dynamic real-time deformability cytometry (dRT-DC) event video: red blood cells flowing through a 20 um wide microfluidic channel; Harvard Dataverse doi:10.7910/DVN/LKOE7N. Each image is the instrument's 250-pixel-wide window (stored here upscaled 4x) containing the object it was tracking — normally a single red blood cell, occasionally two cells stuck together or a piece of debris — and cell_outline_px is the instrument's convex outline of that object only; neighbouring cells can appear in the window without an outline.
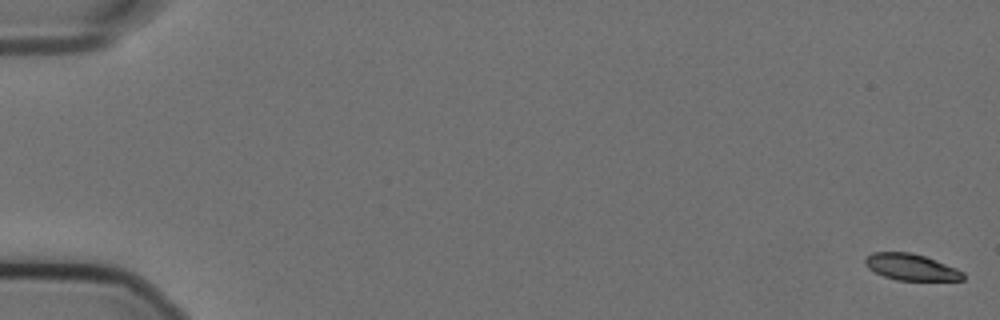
{"species": "Egyptian fruit bat (a non-hibernating species)", "species_latin": "Rousettus aegyptiacus", "temperature_condition": "cold", "stored_images_in_passage": 58, "camera_frame_rate_fps": 3000, "um_per_image_px": 0.085, "animal": {"sex": "female"}, "frame": {"image": 1, "passage_image": 1, "time_ms": 0.0, "image_size_px": [1000, 320], "cell_outline_px": [[964, 280], [896, 280], [884, 276], [868, 268], [864, 264], [864, 260], [872, 252], [912, 252], [936, 260], [956, 268], [964, 272]], "centroid_in_image_um": [77.44, 22.7], "position_along_channel_um": 7.6, "area_um2": 15.03}}
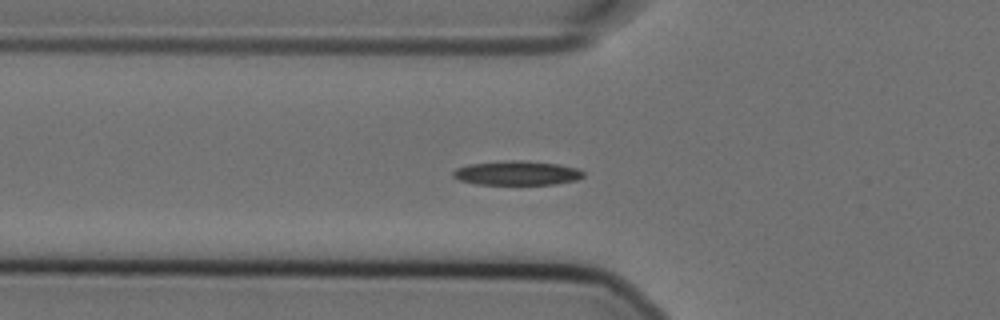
{"frame": {"image": 2, "passage_image": 21, "time_ms": 6.667, "image_size_px": [1000, 320], "cell_outline_px": [[584, 176], [576, 180], [556, 184], [476, 184], [460, 180], [452, 176], [452, 172], [456, 168], [468, 164], [504, 160], [520, 160], [560, 164], [580, 168], [584, 172]], "centroid_in_image_um": [43.96, 14.69], "position_along_channel_um": 81.8, "area_um2": 18.61}}
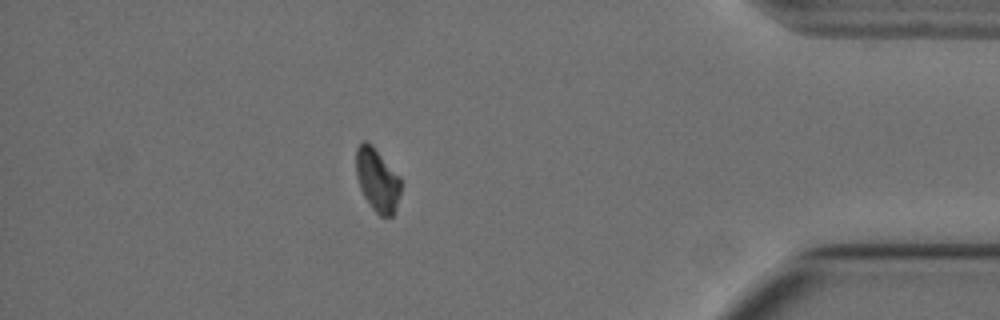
{"frame": {"image": 3, "passage_image": 51, "time_ms": 16.667, "image_size_px": [1000, 320], "cell_outline_px": [[400, 192], [396, 212], [392, 216], [380, 216], [372, 208], [364, 196], [360, 188], [356, 176], [356, 148], [364, 140], [372, 144], [400, 176]], "centroid_in_image_um": [32.07, 15.29], "position_along_channel_um": 403.1, "area_um2": 16.59}, "authors_computed_cell_mechanics": {"area_um2": 17.3111, "velocity_mm_per_s": 3.5776, "shape_relaxation_time_tau1_ms": 9.0446, "shape_relaxation_time_tau2_ms": null, "deformation_change_tau1": 0.1886, "deformation_change_tau2": null}}